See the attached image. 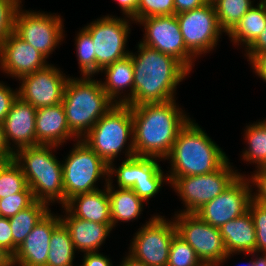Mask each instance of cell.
I'll list each match as a JSON object with an SVG mask.
<instances>
[{"instance_id": "cell-1", "label": "cell", "mask_w": 266, "mask_h": 266, "mask_svg": "<svg viewBox=\"0 0 266 266\" xmlns=\"http://www.w3.org/2000/svg\"><path fill=\"white\" fill-rule=\"evenodd\" d=\"M130 107L135 156L166 159L179 131L191 118L178 108L175 99Z\"/></svg>"}, {"instance_id": "cell-2", "label": "cell", "mask_w": 266, "mask_h": 266, "mask_svg": "<svg viewBox=\"0 0 266 266\" xmlns=\"http://www.w3.org/2000/svg\"><path fill=\"white\" fill-rule=\"evenodd\" d=\"M131 52L134 67V93L129 106L162 103L175 99L177 85L190 71L176 58L138 43Z\"/></svg>"}, {"instance_id": "cell-3", "label": "cell", "mask_w": 266, "mask_h": 266, "mask_svg": "<svg viewBox=\"0 0 266 266\" xmlns=\"http://www.w3.org/2000/svg\"><path fill=\"white\" fill-rule=\"evenodd\" d=\"M166 159L171 160L170 172L167 173L171 183L176 177L202 175L218 170L228 157L198 123L190 119L179 131Z\"/></svg>"}, {"instance_id": "cell-4", "label": "cell", "mask_w": 266, "mask_h": 266, "mask_svg": "<svg viewBox=\"0 0 266 266\" xmlns=\"http://www.w3.org/2000/svg\"><path fill=\"white\" fill-rule=\"evenodd\" d=\"M62 104L68 127L79 140L115 105L103 90L101 81L91 76L69 77Z\"/></svg>"}, {"instance_id": "cell-5", "label": "cell", "mask_w": 266, "mask_h": 266, "mask_svg": "<svg viewBox=\"0 0 266 266\" xmlns=\"http://www.w3.org/2000/svg\"><path fill=\"white\" fill-rule=\"evenodd\" d=\"M56 145H37L16 150L13 160L19 165L37 201L64 205L62 162L53 154Z\"/></svg>"}, {"instance_id": "cell-6", "label": "cell", "mask_w": 266, "mask_h": 266, "mask_svg": "<svg viewBox=\"0 0 266 266\" xmlns=\"http://www.w3.org/2000/svg\"><path fill=\"white\" fill-rule=\"evenodd\" d=\"M133 119L131 107L115 104L81 139L108 165L114 162L130 139L126 159L135 156L133 147Z\"/></svg>"}, {"instance_id": "cell-7", "label": "cell", "mask_w": 266, "mask_h": 266, "mask_svg": "<svg viewBox=\"0 0 266 266\" xmlns=\"http://www.w3.org/2000/svg\"><path fill=\"white\" fill-rule=\"evenodd\" d=\"M65 161H62L64 204L73 196L99 190L96 182L109 179V165L82 140H77Z\"/></svg>"}, {"instance_id": "cell-8", "label": "cell", "mask_w": 266, "mask_h": 266, "mask_svg": "<svg viewBox=\"0 0 266 266\" xmlns=\"http://www.w3.org/2000/svg\"><path fill=\"white\" fill-rule=\"evenodd\" d=\"M229 159L211 173L193 176L176 177L170 184L185 204L180 213H195L226 190L240 175L234 171Z\"/></svg>"}, {"instance_id": "cell-9", "label": "cell", "mask_w": 266, "mask_h": 266, "mask_svg": "<svg viewBox=\"0 0 266 266\" xmlns=\"http://www.w3.org/2000/svg\"><path fill=\"white\" fill-rule=\"evenodd\" d=\"M177 234L194 250L205 266H218L227 256L219 228L202 221L194 213L174 215Z\"/></svg>"}, {"instance_id": "cell-10", "label": "cell", "mask_w": 266, "mask_h": 266, "mask_svg": "<svg viewBox=\"0 0 266 266\" xmlns=\"http://www.w3.org/2000/svg\"><path fill=\"white\" fill-rule=\"evenodd\" d=\"M127 18L107 15L84 27L94 43L95 74L105 66L130 55V51L125 48L131 30L130 20Z\"/></svg>"}, {"instance_id": "cell-11", "label": "cell", "mask_w": 266, "mask_h": 266, "mask_svg": "<svg viewBox=\"0 0 266 266\" xmlns=\"http://www.w3.org/2000/svg\"><path fill=\"white\" fill-rule=\"evenodd\" d=\"M157 160L161 161L152 157L134 156L123 160L118 168H114L111 162L109 179L115 174L119 188L132 189L140 199L147 202L160 191L165 180L169 183L168 176L163 174Z\"/></svg>"}, {"instance_id": "cell-12", "label": "cell", "mask_w": 266, "mask_h": 266, "mask_svg": "<svg viewBox=\"0 0 266 266\" xmlns=\"http://www.w3.org/2000/svg\"><path fill=\"white\" fill-rule=\"evenodd\" d=\"M138 230L129 255L147 266H167L171 240L177 233L174 221L155 215Z\"/></svg>"}, {"instance_id": "cell-13", "label": "cell", "mask_w": 266, "mask_h": 266, "mask_svg": "<svg viewBox=\"0 0 266 266\" xmlns=\"http://www.w3.org/2000/svg\"><path fill=\"white\" fill-rule=\"evenodd\" d=\"M176 18L186 49L195 58L214 50L220 35L224 32L219 26L213 2L176 14Z\"/></svg>"}, {"instance_id": "cell-14", "label": "cell", "mask_w": 266, "mask_h": 266, "mask_svg": "<svg viewBox=\"0 0 266 266\" xmlns=\"http://www.w3.org/2000/svg\"><path fill=\"white\" fill-rule=\"evenodd\" d=\"M63 21L57 14L22 10L16 13L14 33L46 58L63 41Z\"/></svg>"}, {"instance_id": "cell-15", "label": "cell", "mask_w": 266, "mask_h": 266, "mask_svg": "<svg viewBox=\"0 0 266 266\" xmlns=\"http://www.w3.org/2000/svg\"><path fill=\"white\" fill-rule=\"evenodd\" d=\"M138 23L145 30L141 44L176 58L189 71L192 70L195 58L186 49L176 15L146 17Z\"/></svg>"}, {"instance_id": "cell-16", "label": "cell", "mask_w": 266, "mask_h": 266, "mask_svg": "<svg viewBox=\"0 0 266 266\" xmlns=\"http://www.w3.org/2000/svg\"><path fill=\"white\" fill-rule=\"evenodd\" d=\"M249 177L240 175L226 190L204 204L194 214L207 224L220 228L248 211L253 199Z\"/></svg>"}, {"instance_id": "cell-17", "label": "cell", "mask_w": 266, "mask_h": 266, "mask_svg": "<svg viewBox=\"0 0 266 266\" xmlns=\"http://www.w3.org/2000/svg\"><path fill=\"white\" fill-rule=\"evenodd\" d=\"M62 73L59 68L48 64L41 70L21 77L18 96L36 109L62 103L69 79Z\"/></svg>"}, {"instance_id": "cell-18", "label": "cell", "mask_w": 266, "mask_h": 266, "mask_svg": "<svg viewBox=\"0 0 266 266\" xmlns=\"http://www.w3.org/2000/svg\"><path fill=\"white\" fill-rule=\"evenodd\" d=\"M46 59L14 32L10 33L0 46V68L16 79L45 68L48 65Z\"/></svg>"}, {"instance_id": "cell-19", "label": "cell", "mask_w": 266, "mask_h": 266, "mask_svg": "<svg viewBox=\"0 0 266 266\" xmlns=\"http://www.w3.org/2000/svg\"><path fill=\"white\" fill-rule=\"evenodd\" d=\"M60 216L53 215L50 210L35 225L13 255V266H46L50 238L61 223Z\"/></svg>"}, {"instance_id": "cell-20", "label": "cell", "mask_w": 266, "mask_h": 266, "mask_svg": "<svg viewBox=\"0 0 266 266\" xmlns=\"http://www.w3.org/2000/svg\"><path fill=\"white\" fill-rule=\"evenodd\" d=\"M36 112V108L23 101L19 96L12 103L10 111L3 122L5 139L12 153L22 148L37 146Z\"/></svg>"}, {"instance_id": "cell-21", "label": "cell", "mask_w": 266, "mask_h": 266, "mask_svg": "<svg viewBox=\"0 0 266 266\" xmlns=\"http://www.w3.org/2000/svg\"><path fill=\"white\" fill-rule=\"evenodd\" d=\"M35 129L37 145L60 146L73 137L79 140L68 127L62 103L37 109Z\"/></svg>"}, {"instance_id": "cell-22", "label": "cell", "mask_w": 266, "mask_h": 266, "mask_svg": "<svg viewBox=\"0 0 266 266\" xmlns=\"http://www.w3.org/2000/svg\"><path fill=\"white\" fill-rule=\"evenodd\" d=\"M65 216L60 217L61 222L69 231L75 250L80 252H98L100 246L109 236L112 224H100L74 217L64 206Z\"/></svg>"}, {"instance_id": "cell-23", "label": "cell", "mask_w": 266, "mask_h": 266, "mask_svg": "<svg viewBox=\"0 0 266 266\" xmlns=\"http://www.w3.org/2000/svg\"><path fill=\"white\" fill-rule=\"evenodd\" d=\"M63 206L74 217L100 224H112L107 183L104 190L75 195Z\"/></svg>"}, {"instance_id": "cell-24", "label": "cell", "mask_w": 266, "mask_h": 266, "mask_svg": "<svg viewBox=\"0 0 266 266\" xmlns=\"http://www.w3.org/2000/svg\"><path fill=\"white\" fill-rule=\"evenodd\" d=\"M227 256L223 263L229 259L233 253H250L256 250V230L253 218L249 211L242 216L232 219L220 228Z\"/></svg>"}, {"instance_id": "cell-25", "label": "cell", "mask_w": 266, "mask_h": 266, "mask_svg": "<svg viewBox=\"0 0 266 266\" xmlns=\"http://www.w3.org/2000/svg\"><path fill=\"white\" fill-rule=\"evenodd\" d=\"M100 72H104L106 75L105 82H101V85L108 97L115 104H126L134 93V67L131 53L127 57L105 66ZM127 87L130 88V92L125 96L126 93L123 92V89H127ZM121 93H124L123 97L120 95Z\"/></svg>"}, {"instance_id": "cell-26", "label": "cell", "mask_w": 266, "mask_h": 266, "mask_svg": "<svg viewBox=\"0 0 266 266\" xmlns=\"http://www.w3.org/2000/svg\"><path fill=\"white\" fill-rule=\"evenodd\" d=\"M111 179H108L107 191L110 200L111 222L114 228L118 221L128 222L138 219L143 211L144 201L132 189H114Z\"/></svg>"}, {"instance_id": "cell-27", "label": "cell", "mask_w": 266, "mask_h": 266, "mask_svg": "<svg viewBox=\"0 0 266 266\" xmlns=\"http://www.w3.org/2000/svg\"><path fill=\"white\" fill-rule=\"evenodd\" d=\"M240 19L227 34L235 45L243 43L247 49L261 34L266 26V0H260Z\"/></svg>"}, {"instance_id": "cell-28", "label": "cell", "mask_w": 266, "mask_h": 266, "mask_svg": "<svg viewBox=\"0 0 266 266\" xmlns=\"http://www.w3.org/2000/svg\"><path fill=\"white\" fill-rule=\"evenodd\" d=\"M49 204L35 201L28 208L9 218L12 229V257L35 225L50 211Z\"/></svg>"}, {"instance_id": "cell-29", "label": "cell", "mask_w": 266, "mask_h": 266, "mask_svg": "<svg viewBox=\"0 0 266 266\" xmlns=\"http://www.w3.org/2000/svg\"><path fill=\"white\" fill-rule=\"evenodd\" d=\"M49 248L46 266H73L76 250L62 222L54 229Z\"/></svg>"}, {"instance_id": "cell-30", "label": "cell", "mask_w": 266, "mask_h": 266, "mask_svg": "<svg viewBox=\"0 0 266 266\" xmlns=\"http://www.w3.org/2000/svg\"><path fill=\"white\" fill-rule=\"evenodd\" d=\"M245 140L248 148L243 152L244 161L257 165V169L266 167V127L259 121L246 126Z\"/></svg>"}, {"instance_id": "cell-31", "label": "cell", "mask_w": 266, "mask_h": 266, "mask_svg": "<svg viewBox=\"0 0 266 266\" xmlns=\"http://www.w3.org/2000/svg\"><path fill=\"white\" fill-rule=\"evenodd\" d=\"M251 0H214L217 19L220 28L229 33L254 5Z\"/></svg>"}, {"instance_id": "cell-32", "label": "cell", "mask_w": 266, "mask_h": 266, "mask_svg": "<svg viewBox=\"0 0 266 266\" xmlns=\"http://www.w3.org/2000/svg\"><path fill=\"white\" fill-rule=\"evenodd\" d=\"M27 187L26 177L13 159L0 161V199L22 192Z\"/></svg>"}, {"instance_id": "cell-33", "label": "cell", "mask_w": 266, "mask_h": 266, "mask_svg": "<svg viewBox=\"0 0 266 266\" xmlns=\"http://www.w3.org/2000/svg\"><path fill=\"white\" fill-rule=\"evenodd\" d=\"M75 39L81 75L93 77V74H95V52L90 33L85 28H82Z\"/></svg>"}, {"instance_id": "cell-34", "label": "cell", "mask_w": 266, "mask_h": 266, "mask_svg": "<svg viewBox=\"0 0 266 266\" xmlns=\"http://www.w3.org/2000/svg\"><path fill=\"white\" fill-rule=\"evenodd\" d=\"M167 266H205L195 250L177 233L171 240Z\"/></svg>"}, {"instance_id": "cell-35", "label": "cell", "mask_w": 266, "mask_h": 266, "mask_svg": "<svg viewBox=\"0 0 266 266\" xmlns=\"http://www.w3.org/2000/svg\"><path fill=\"white\" fill-rule=\"evenodd\" d=\"M32 190L28 186L24 191L0 199L1 217L10 218L35 202Z\"/></svg>"}, {"instance_id": "cell-36", "label": "cell", "mask_w": 266, "mask_h": 266, "mask_svg": "<svg viewBox=\"0 0 266 266\" xmlns=\"http://www.w3.org/2000/svg\"><path fill=\"white\" fill-rule=\"evenodd\" d=\"M175 15L174 0H139L137 13L132 21L137 23L146 17Z\"/></svg>"}, {"instance_id": "cell-37", "label": "cell", "mask_w": 266, "mask_h": 266, "mask_svg": "<svg viewBox=\"0 0 266 266\" xmlns=\"http://www.w3.org/2000/svg\"><path fill=\"white\" fill-rule=\"evenodd\" d=\"M248 211L253 218L256 230V250L255 252L247 253V255L251 254L254 257L257 252H266V205L252 199Z\"/></svg>"}, {"instance_id": "cell-38", "label": "cell", "mask_w": 266, "mask_h": 266, "mask_svg": "<svg viewBox=\"0 0 266 266\" xmlns=\"http://www.w3.org/2000/svg\"><path fill=\"white\" fill-rule=\"evenodd\" d=\"M22 0L0 1V46L14 32L15 17Z\"/></svg>"}, {"instance_id": "cell-39", "label": "cell", "mask_w": 266, "mask_h": 266, "mask_svg": "<svg viewBox=\"0 0 266 266\" xmlns=\"http://www.w3.org/2000/svg\"><path fill=\"white\" fill-rule=\"evenodd\" d=\"M249 178L252 185L258 187L256 193H252L253 200L266 205V167L258 168Z\"/></svg>"}, {"instance_id": "cell-40", "label": "cell", "mask_w": 266, "mask_h": 266, "mask_svg": "<svg viewBox=\"0 0 266 266\" xmlns=\"http://www.w3.org/2000/svg\"><path fill=\"white\" fill-rule=\"evenodd\" d=\"M18 97V91L12 90L4 82L0 83V122H4L14 100Z\"/></svg>"}, {"instance_id": "cell-41", "label": "cell", "mask_w": 266, "mask_h": 266, "mask_svg": "<svg viewBox=\"0 0 266 266\" xmlns=\"http://www.w3.org/2000/svg\"><path fill=\"white\" fill-rule=\"evenodd\" d=\"M0 246L12 256V229L5 217H0Z\"/></svg>"}, {"instance_id": "cell-42", "label": "cell", "mask_w": 266, "mask_h": 266, "mask_svg": "<svg viewBox=\"0 0 266 266\" xmlns=\"http://www.w3.org/2000/svg\"><path fill=\"white\" fill-rule=\"evenodd\" d=\"M80 266H113L112 261L99 252H86Z\"/></svg>"}, {"instance_id": "cell-43", "label": "cell", "mask_w": 266, "mask_h": 266, "mask_svg": "<svg viewBox=\"0 0 266 266\" xmlns=\"http://www.w3.org/2000/svg\"><path fill=\"white\" fill-rule=\"evenodd\" d=\"M262 51H266V26L260 36L245 50L248 61Z\"/></svg>"}, {"instance_id": "cell-44", "label": "cell", "mask_w": 266, "mask_h": 266, "mask_svg": "<svg viewBox=\"0 0 266 266\" xmlns=\"http://www.w3.org/2000/svg\"><path fill=\"white\" fill-rule=\"evenodd\" d=\"M208 0H174L175 15L199 8Z\"/></svg>"}, {"instance_id": "cell-45", "label": "cell", "mask_w": 266, "mask_h": 266, "mask_svg": "<svg viewBox=\"0 0 266 266\" xmlns=\"http://www.w3.org/2000/svg\"><path fill=\"white\" fill-rule=\"evenodd\" d=\"M253 72L266 82V51L258 53L251 61Z\"/></svg>"}, {"instance_id": "cell-46", "label": "cell", "mask_w": 266, "mask_h": 266, "mask_svg": "<svg viewBox=\"0 0 266 266\" xmlns=\"http://www.w3.org/2000/svg\"><path fill=\"white\" fill-rule=\"evenodd\" d=\"M114 1L118 2L120 8L122 9V13L132 21V18L137 13L139 0H114Z\"/></svg>"}, {"instance_id": "cell-47", "label": "cell", "mask_w": 266, "mask_h": 266, "mask_svg": "<svg viewBox=\"0 0 266 266\" xmlns=\"http://www.w3.org/2000/svg\"><path fill=\"white\" fill-rule=\"evenodd\" d=\"M13 159V153L9 150L4 129H3V123L0 122V161H7Z\"/></svg>"}, {"instance_id": "cell-48", "label": "cell", "mask_w": 266, "mask_h": 266, "mask_svg": "<svg viewBox=\"0 0 266 266\" xmlns=\"http://www.w3.org/2000/svg\"><path fill=\"white\" fill-rule=\"evenodd\" d=\"M0 266H13L12 256L0 246Z\"/></svg>"}, {"instance_id": "cell-49", "label": "cell", "mask_w": 266, "mask_h": 266, "mask_svg": "<svg viewBox=\"0 0 266 266\" xmlns=\"http://www.w3.org/2000/svg\"><path fill=\"white\" fill-rule=\"evenodd\" d=\"M120 266H147L144 262L134 259L131 255L127 254Z\"/></svg>"}, {"instance_id": "cell-50", "label": "cell", "mask_w": 266, "mask_h": 266, "mask_svg": "<svg viewBox=\"0 0 266 266\" xmlns=\"http://www.w3.org/2000/svg\"><path fill=\"white\" fill-rule=\"evenodd\" d=\"M262 254L260 257L257 255L254 260L252 259L253 266H266V252H262Z\"/></svg>"}, {"instance_id": "cell-51", "label": "cell", "mask_w": 266, "mask_h": 266, "mask_svg": "<svg viewBox=\"0 0 266 266\" xmlns=\"http://www.w3.org/2000/svg\"><path fill=\"white\" fill-rule=\"evenodd\" d=\"M266 127V120L260 121Z\"/></svg>"}, {"instance_id": "cell-52", "label": "cell", "mask_w": 266, "mask_h": 266, "mask_svg": "<svg viewBox=\"0 0 266 266\" xmlns=\"http://www.w3.org/2000/svg\"><path fill=\"white\" fill-rule=\"evenodd\" d=\"M247 266H253L252 260H250L249 263H247Z\"/></svg>"}]
</instances>
